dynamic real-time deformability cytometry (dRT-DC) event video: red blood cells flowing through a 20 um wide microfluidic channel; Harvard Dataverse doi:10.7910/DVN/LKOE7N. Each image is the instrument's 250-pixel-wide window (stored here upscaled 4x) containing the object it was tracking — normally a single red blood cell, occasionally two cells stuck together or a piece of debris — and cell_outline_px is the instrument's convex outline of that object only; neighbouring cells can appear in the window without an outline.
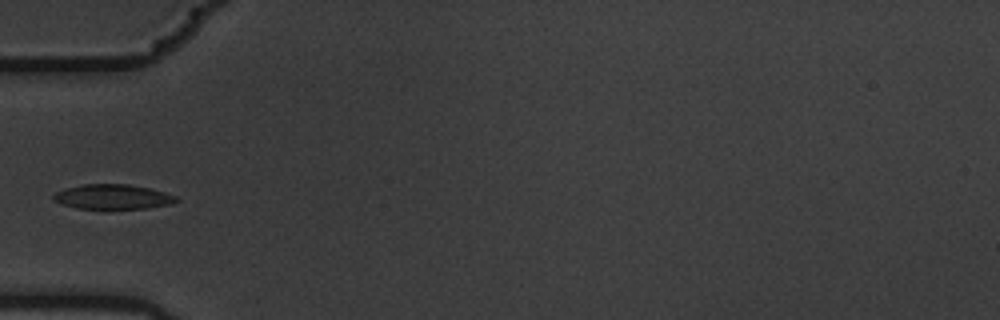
{"species": "common noctule bat (a hibernating species)", "species_latin": "Nyctalus noctula", "temperature_condition": "warm", "stored_images_in_passage": 6, "camera_frame_rate_fps": 3000, "um_per_image_px": 0.085, "animal": {"sex": "male", "body_mass_g": 19.5, "forearm_length_mm": 54.6}, "frame": {"image": 1, "passage_image": 6, "time_ms": 1.667, "image_size_px": [1000, 320], "cell_outline_px": [[180, 200], [172, 204], [148, 208], [108, 212], [104, 212], [76, 208], [52, 200], [52, 196], [56, 192], [64, 188], [84, 184], [128, 184], [148, 188], [164, 192], [176, 196]], "centroid_in_image_um": [9.57, 16.78], "position_along_channel_um": 75.4, "area_um2": 18.73}}